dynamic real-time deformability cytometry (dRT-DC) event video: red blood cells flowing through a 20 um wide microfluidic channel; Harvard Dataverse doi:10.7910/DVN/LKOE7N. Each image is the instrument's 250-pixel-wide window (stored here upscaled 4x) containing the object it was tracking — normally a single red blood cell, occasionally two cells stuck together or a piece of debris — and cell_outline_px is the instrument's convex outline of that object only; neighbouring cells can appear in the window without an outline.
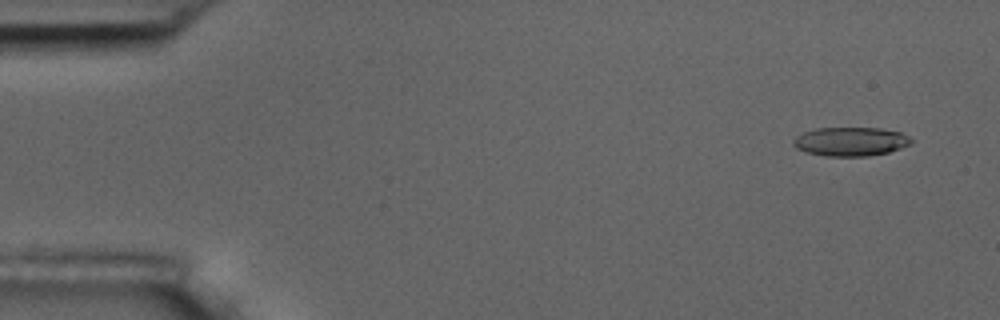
{"species": "common noctule bat (a hibernating species)", "species_latin": "Nyctalus noctula", "temperature_condition": "room temperature", "stored_images_in_passage": 3, "camera_frame_rate_fps": 3000, "um_per_image_px": 0.085, "animal": {"sex": "male", "body_mass_g": 17.5, "forearm_length_mm": 52.3}, "frame": {"image": 1, "passage_image": 1, "time_ms": 0.0, "image_size_px": [1000, 320], "cell_outline_px": [[912, 144], [888, 152], [868, 156], [824, 156], [804, 152], [796, 148], [792, 144], [792, 140], [796, 136], [804, 132], [816, 128], [880, 128], [900, 132], [908, 136], [912, 140]], "centroid_in_image_um": [72.27, 12.03], "position_along_channel_um": 12.7, "area_um2": 19.94}}